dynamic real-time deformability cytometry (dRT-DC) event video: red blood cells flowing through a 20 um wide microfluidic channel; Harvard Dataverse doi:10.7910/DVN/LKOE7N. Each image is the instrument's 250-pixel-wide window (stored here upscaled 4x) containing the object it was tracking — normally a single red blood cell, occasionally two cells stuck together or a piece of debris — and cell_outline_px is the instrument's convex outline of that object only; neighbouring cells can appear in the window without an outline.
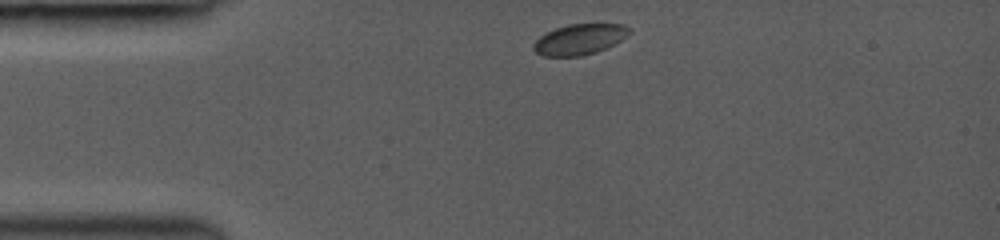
{"species": "common noctule bat (a hibernating species)", "species_latin": "Nyctalus noctula", "temperature_condition": "room temperature", "stored_images_in_passage": 12, "camera_frame_rate_fps": 3000, "um_per_image_px": 0.085, "animal": {"sex": "female", "body_mass_g": 19.0, "forearm_length_mm": 53.3}, "frame": {"image": 1, "passage_image": 1, "time_ms": 0.0, "image_size_px": [1000, 240], "cell_outline_px": [[632, 32], [628, 36], [596, 52], [580, 56], [544, 56], [536, 52], [532, 48], [532, 44], [540, 36], [556, 28], [568, 24], [624, 24], [632, 28]], "centroid_in_image_um": [49.28, 3.33], "position_along_channel_um": 35.7, "area_um2": 17.05}}
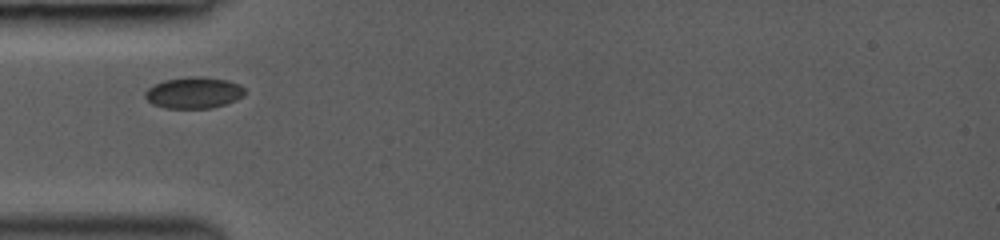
{"frame": {"image": 2, "passage_image": 7, "time_ms": 1.667, "image_size_px": [1000, 240], "cell_outline_px": [[244, 96], [236, 100], [212, 108], [164, 108], [152, 104], [144, 96], [144, 92], [148, 88], [164, 80], [188, 76], [200, 76], [228, 80], [240, 84], [244, 88]], "centroid_in_image_um": [16.47, 7.87], "position_along_channel_um": 68.5, "area_um2": 18.32}}